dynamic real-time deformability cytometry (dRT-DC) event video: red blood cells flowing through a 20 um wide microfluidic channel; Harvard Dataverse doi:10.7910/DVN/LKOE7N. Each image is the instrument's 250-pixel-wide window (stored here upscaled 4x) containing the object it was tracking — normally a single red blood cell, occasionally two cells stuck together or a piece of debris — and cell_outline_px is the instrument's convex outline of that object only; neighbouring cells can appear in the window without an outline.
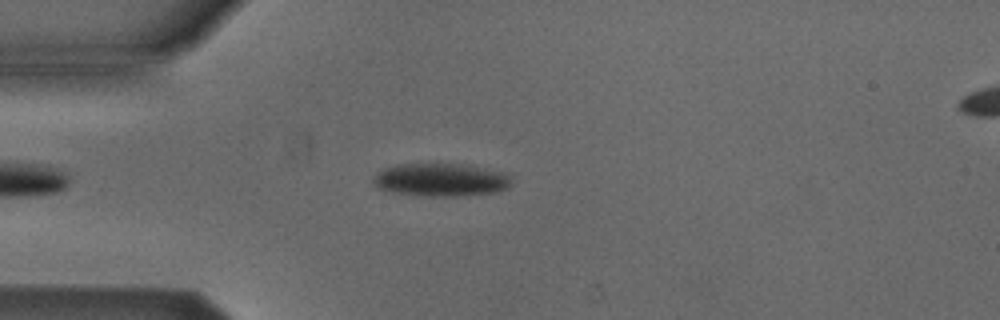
{"species": "Egyptian fruit bat (a non-hibernating species)", "species_latin": "Rousettus aegyptiacus", "temperature_condition": "cold", "stored_images_in_passage": 34, "camera_frame_rate_fps": 3000, "um_per_image_px": 0.085, "animal": {"sex": "male"}, "frame": {"image": 1, "passage_image": 3, "time_ms": 0.667, "image_size_px": [1000, 320], "cell_outline_px": [[512, 184], [508, 188], [496, 192], [468, 196], [428, 196], [396, 192], [380, 188], [372, 180], [384, 168], [396, 164], [472, 164], [508, 172], [512, 176]], "centroid_in_image_um": [37.64, 15.27], "position_along_channel_um": 47.4, "area_um2": 26.93}}
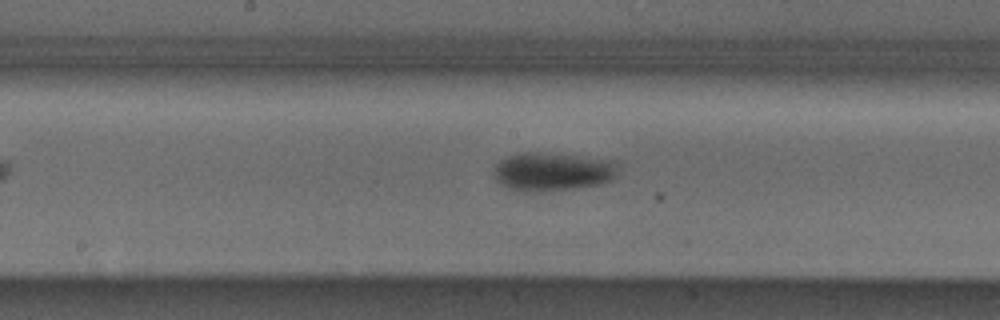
{"frame": {"image": 2, "passage_image": 16, "time_ms": 5.0, "image_size_px": [1000, 320], "cell_outline_px": [[620, 164], [612, 180], [600, 184], [576, 188], [524, 192], [508, 188], [500, 184], [496, 180], [492, 172], [492, 168], [500, 160], [508, 156], [520, 152], [536, 152], [616, 160]], "centroid_in_image_um": [46.94, 14.58], "position_along_channel_um": 201.3, "area_um2": 28.03}}
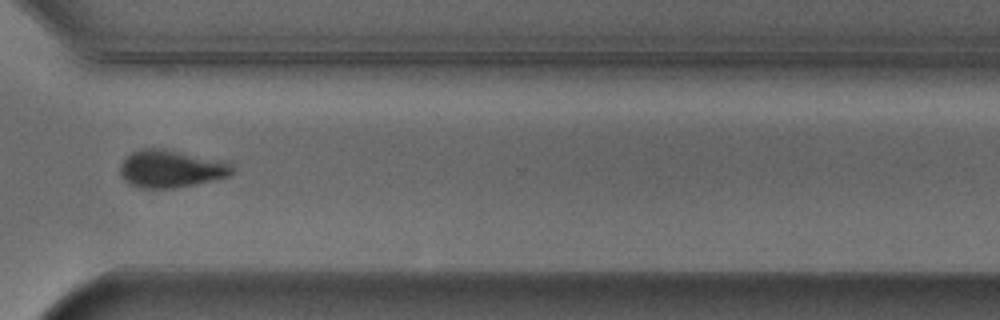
{"frame": {"image": 3, "passage_image": 28, "time_ms": 9.0, "image_size_px": [1000, 320], "cell_outline_px": [[236, 172], [232, 176], [196, 184], [172, 188], [140, 188], [128, 184], [120, 176], [120, 164], [132, 152], [140, 148], [164, 148], [232, 160], [236, 168]], "centroid_in_image_um": [14.66, 14.32], "position_along_channel_um": 355.9, "area_um2": 25.66}, "authors_computed_cell_mechanics": {"area_um2": 27.0793, "velocity_mm_per_s": 3.8721, "shape_relaxation_time_tau1_ms": 3.7507, "shape_relaxation_time_tau2_ms": null, "deformation_change_tau1": 0.1018, "deformation_change_tau2": null}}